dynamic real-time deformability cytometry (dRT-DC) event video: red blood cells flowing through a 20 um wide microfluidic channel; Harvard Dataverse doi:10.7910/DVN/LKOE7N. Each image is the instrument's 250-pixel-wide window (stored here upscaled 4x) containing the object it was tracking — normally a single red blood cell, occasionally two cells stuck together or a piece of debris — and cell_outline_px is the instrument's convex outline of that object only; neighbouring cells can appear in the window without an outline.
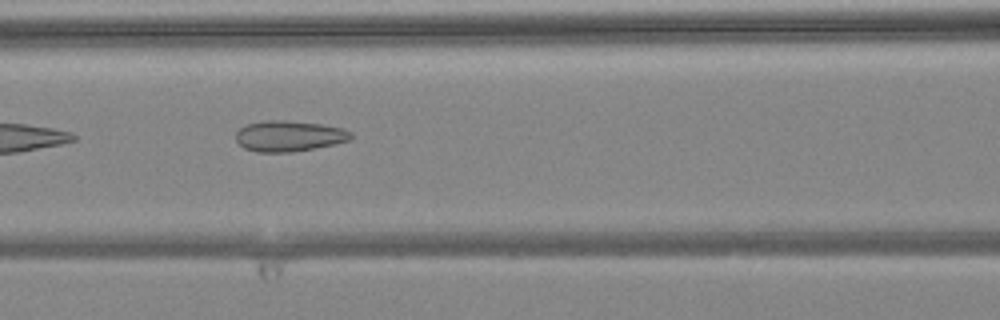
{"species": "common noctule bat (a hibernating species)", "species_latin": "Nyctalus noctula", "temperature_condition": "warm", "stored_images_in_passage": 10, "camera_frame_rate_fps": 3000, "um_per_image_px": 0.085, "animal": {"sex": "female", "body_mass_g": 24.6, "forearm_length_mm": 56.2}, "frame": {"image": 1, "passage_image": 6, "time_ms": 1.667, "image_size_px": [1000, 320], "cell_outline_px": [[352, 136], [348, 140], [332, 144], [292, 152], [256, 152], [244, 148], [236, 140], [236, 132], [240, 128], [248, 124], [264, 120], [280, 120], [320, 124], [344, 128], [352, 132]], "centroid_in_image_um": [24.54, 11.56], "position_along_channel_um": 142.1, "area_um2": 20.4}}
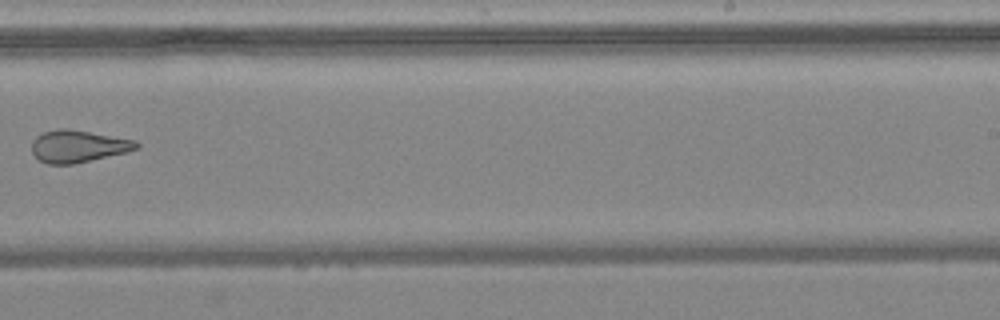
{"frame": {"image": 2, "passage_image": 9, "time_ms": 2.667, "image_size_px": [1000, 320], "cell_outline_px": [[140, 148], [128, 152], [72, 164], [48, 164], [40, 160], [32, 152], [32, 140], [36, 136], [44, 132], [60, 128], [68, 128], [136, 140], [140, 144]], "centroid_in_image_um": [6.67, 12.42], "position_along_channel_um": 282.3, "area_um2": 19.65}}
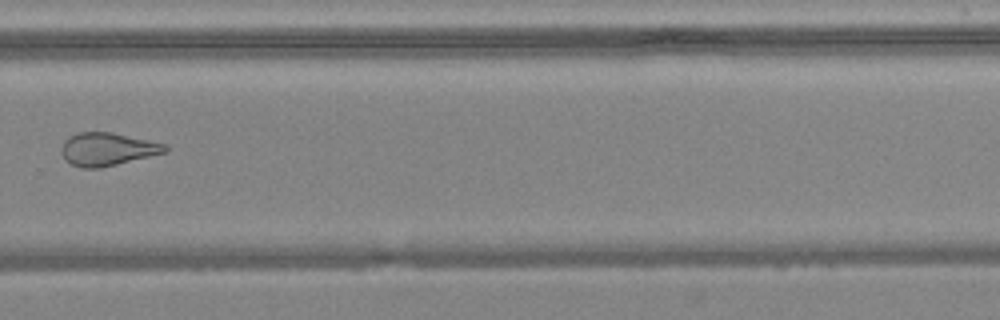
{"frame": {"image": 3, "passage_image": 10, "time_ms": 3.0, "image_size_px": [1000, 320], "cell_outline_px": [[168, 152], [100, 168], [80, 168], [72, 164], [64, 156], [64, 140], [68, 136], [80, 132], [112, 132], [168, 144]], "centroid_in_image_um": [9.2, 12.67], "position_along_channel_um": 320.6, "area_um2": 19.77}}